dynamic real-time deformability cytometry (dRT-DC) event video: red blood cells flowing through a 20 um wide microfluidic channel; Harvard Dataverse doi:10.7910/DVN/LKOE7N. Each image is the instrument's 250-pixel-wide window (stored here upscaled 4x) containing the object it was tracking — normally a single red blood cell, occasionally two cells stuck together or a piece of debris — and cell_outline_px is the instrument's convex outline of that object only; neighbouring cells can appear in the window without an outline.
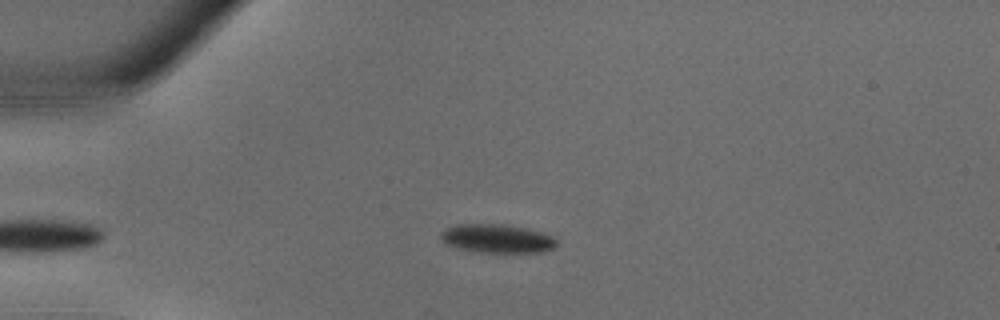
{"species": "common noctule bat (a hibernating species)", "species_latin": "Nyctalus noctula", "temperature_condition": "warm", "stored_images_in_passage": 29, "camera_frame_rate_fps": 3000, "um_per_image_px": 0.085, "animal": {"sex": "male", "body_mass_g": 18.8}, "frame": {"image": 1, "passage_image": 2, "time_ms": 0.333, "image_size_px": [1000, 320], "cell_outline_px": [[556, 244], [552, 248], [544, 252], [480, 252], [456, 248], [440, 240], [440, 232], [456, 224], [496, 224], [520, 228], [540, 232], [552, 236], [556, 240]], "centroid_in_image_um": [42.19, 20.29], "position_along_channel_um": 42.8, "area_um2": 18.96}}
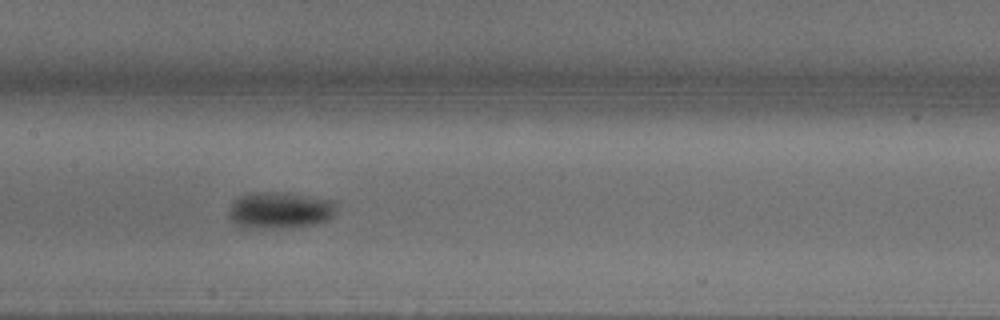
{"frame": {"image": 2, "passage_image": 11, "time_ms": 3.333, "image_size_px": [1000, 320], "cell_outline_px": [[336, 212], [328, 220], [316, 224], [272, 228], [240, 228], [228, 216], [228, 208], [232, 200], [248, 192], [280, 192], [336, 200]], "centroid_in_image_um": [23.75, 17.86], "position_along_channel_um": 183.7, "area_um2": 23.29}}
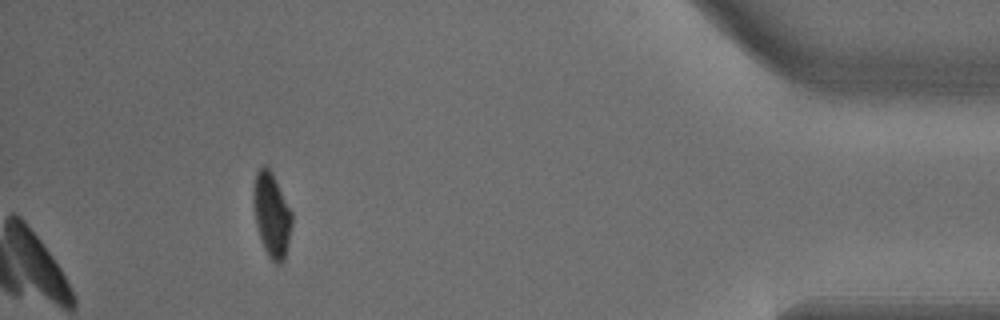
{"frame": {"image": 3, "passage_image": 26, "time_ms": 8.333, "image_size_px": [1000, 320], "cell_outline_px": [[292, 224], [284, 260], [280, 264], [276, 264], [268, 256], [264, 248], [256, 224], [252, 204], [252, 188], [256, 172], [264, 164], [268, 164], [292, 212]], "centroid_in_image_um": [23.07, 18.21], "position_along_channel_um": 412.1, "area_um2": 19.07}}